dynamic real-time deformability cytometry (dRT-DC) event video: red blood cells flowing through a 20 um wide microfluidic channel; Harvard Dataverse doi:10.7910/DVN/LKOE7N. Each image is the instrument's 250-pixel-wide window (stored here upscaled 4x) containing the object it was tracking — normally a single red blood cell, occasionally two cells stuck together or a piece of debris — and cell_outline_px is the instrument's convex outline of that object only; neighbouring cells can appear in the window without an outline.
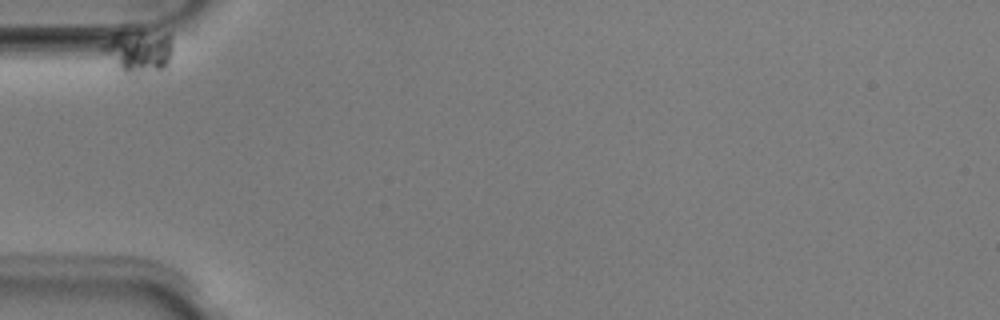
{"species": "Egyptian fruit bat (a non-hibernating species)", "species_latin": "Rousettus aegyptiacus", "temperature_condition": "room temperature", "stored_images_in_passage": 7, "camera_frame_rate_fps": 3000, "um_per_image_px": 0.085, "animal": {"sex": "male"}, "frame": {"image": 1, "passage_image": 1, "time_ms": 0.0, "image_size_px": [1000, 320], "cell_outline_px": [[172, 48], [168, 60], [164, 68], [136, 76], [128, 76], [120, 72], [100, 48], [100, 44], [116, 32], [168, 32], [172, 44]], "centroid_in_image_um": [11.73, 4.38], "position_along_channel_um": 73.3, "area_um2": 17.8}}
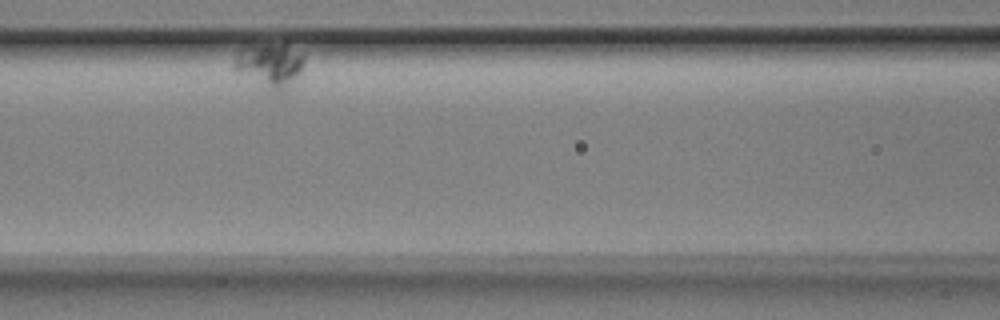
{"frame": {"image": 2, "passage_image": 5, "time_ms": 1.333, "image_size_px": [1000, 320], "cell_outline_px": [[304, 68], [300, 76], [288, 88], [280, 92], [272, 92], [236, 72], [232, 68], [232, 64], [236, 56], [240, 52], [268, 44], [284, 44], [304, 56]], "centroid_in_image_um": [22.98, 5.62], "position_along_channel_um": 143.6, "area_um2": 17.74}}
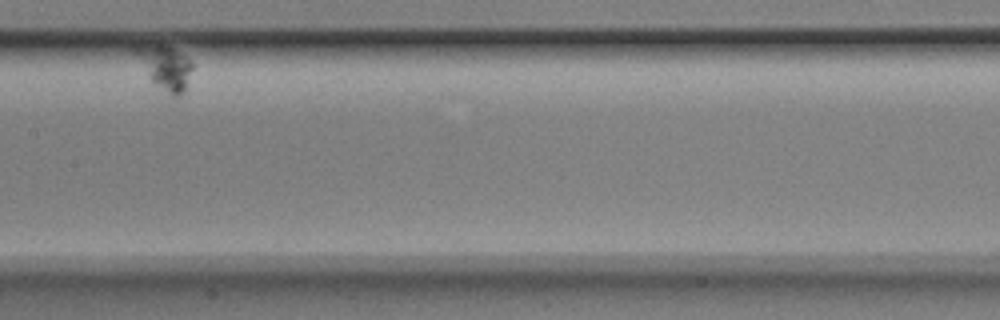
{"frame": {"image": 3, "passage_image": 6, "time_ms": 1.667, "image_size_px": [1000, 320], "cell_outline_px": [[192, 68], [184, 92], [180, 96], [172, 96], [152, 84], [132, 48], [156, 44], [160, 44], [172, 48], [192, 60]], "centroid_in_image_um": [14.05, 5.75], "position_along_channel_um": 193.4, "area_um2": 14.39}}